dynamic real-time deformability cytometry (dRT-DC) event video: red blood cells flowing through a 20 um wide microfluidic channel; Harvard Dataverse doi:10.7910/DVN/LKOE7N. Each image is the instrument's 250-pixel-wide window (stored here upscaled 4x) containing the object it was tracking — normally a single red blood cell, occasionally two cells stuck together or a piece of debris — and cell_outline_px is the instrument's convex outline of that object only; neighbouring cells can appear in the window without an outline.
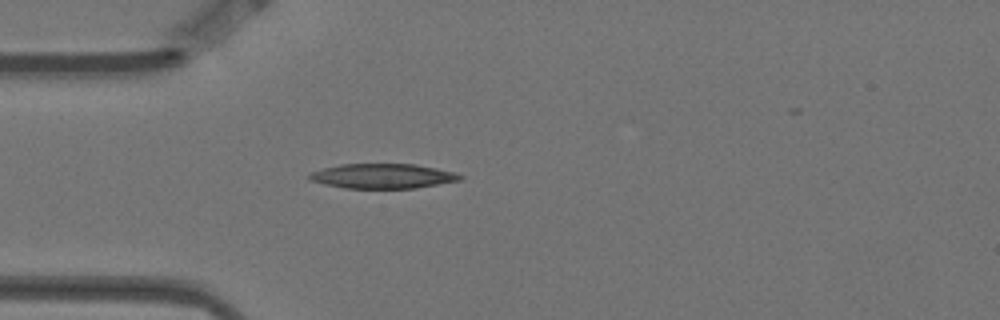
{"species": "Egyptian fruit bat (a non-hibernating species)", "species_latin": "Rousettus aegyptiacus", "temperature_condition": "warm", "stored_images_in_passage": 3, "camera_frame_rate_fps": 3000, "um_per_image_px": 0.085, "animal": {"sex": "female"}, "frame": {"image": 1, "passage_image": 3, "time_ms": 0.667, "image_size_px": [1000, 320], "cell_outline_px": [[464, 176], [460, 180], [416, 188], [344, 188], [324, 184], [308, 180], [308, 172], [340, 164], [416, 164], [436, 168], [452, 172]], "centroid_in_image_um": [32.47, 14.96], "position_along_channel_um": 52.5, "area_um2": 21.73}}